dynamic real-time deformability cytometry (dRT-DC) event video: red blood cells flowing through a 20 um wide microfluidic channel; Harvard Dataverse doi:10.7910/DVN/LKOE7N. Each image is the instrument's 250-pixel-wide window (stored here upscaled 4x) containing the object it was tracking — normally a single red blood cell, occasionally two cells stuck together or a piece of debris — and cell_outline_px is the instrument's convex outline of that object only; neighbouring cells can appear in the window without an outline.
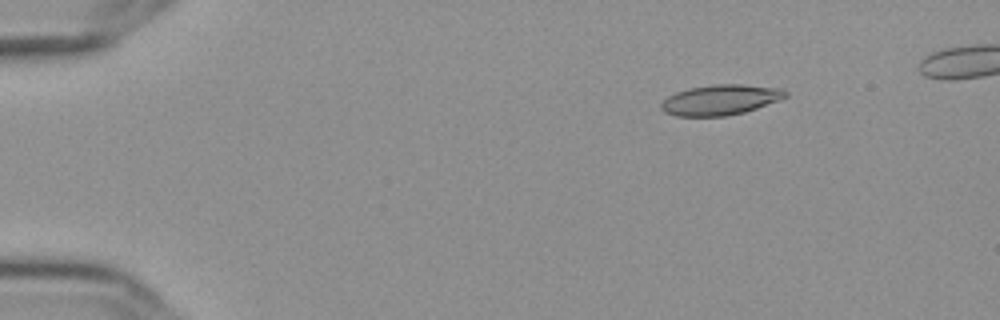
{"species": "Egyptian fruit bat (a non-hibernating species)", "species_latin": "Rousettus aegyptiacus", "temperature_condition": "cold", "stored_images_in_passage": 49, "camera_frame_rate_fps": 3000, "um_per_image_px": 0.085, "frame": {"image": 1, "passage_image": 2, "time_ms": 0.333, "image_size_px": [1000, 320], "cell_outline_px": [[788, 96], [780, 100], [744, 112], [724, 116], [676, 116], [664, 112], [660, 108], [660, 104], [668, 96], [676, 92], [688, 88], [716, 84], [740, 84], [784, 88], [788, 92]], "centroid_in_image_um": [61.25, 8.48], "position_along_channel_um": 23.7, "area_um2": 22.08}}
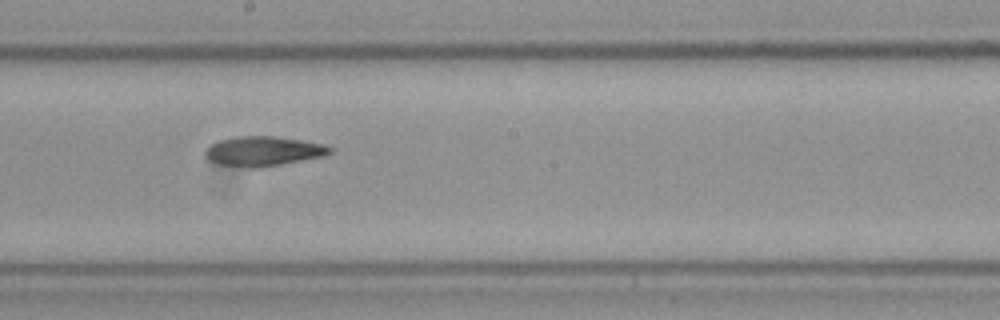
{"frame": {"image": 2, "passage_image": 26, "time_ms": 8.333, "image_size_px": [1000, 320], "cell_outline_px": [[332, 152], [324, 156], [260, 168], [248, 168], [220, 164], [208, 160], [204, 156], [204, 152], [208, 144], [216, 140], [236, 136], [276, 136], [300, 140], [320, 144], [332, 148]], "centroid_in_image_um": [22.29, 12.85], "position_along_channel_um": 225.9, "area_um2": 21.73}}
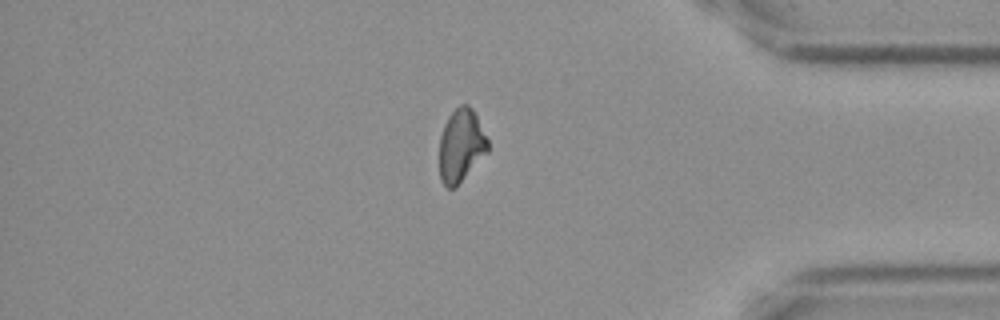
{"frame": {"image": 3, "passage_image": 42, "time_ms": 13.667, "image_size_px": [1000, 320], "cell_outline_px": [[488, 152], [452, 188], [448, 188], [440, 180], [440, 136], [444, 124], [448, 116], [460, 104], [468, 104], [472, 108], [488, 140]], "centroid_in_image_um": [39.18, 12.32], "position_along_channel_um": 396.0, "area_um2": 20.11}}